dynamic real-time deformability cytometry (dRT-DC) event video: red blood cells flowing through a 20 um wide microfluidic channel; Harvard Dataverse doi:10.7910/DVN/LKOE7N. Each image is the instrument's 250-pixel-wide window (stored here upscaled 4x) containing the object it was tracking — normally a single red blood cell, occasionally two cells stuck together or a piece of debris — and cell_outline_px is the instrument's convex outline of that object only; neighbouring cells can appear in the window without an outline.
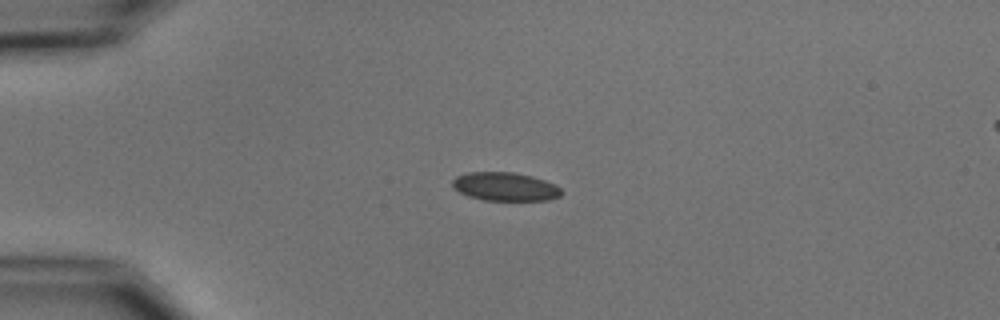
{"species": "common noctule bat (a hibernating species)", "species_latin": "Nyctalus noctula", "temperature_condition": "cold", "stored_images_in_passage": 3, "camera_frame_rate_fps": 3000, "um_per_image_px": 0.085, "animal": {"sex": "male", "body_mass_g": 15.6}, "frame": {"image": 1, "passage_image": 1, "time_ms": 0.0, "image_size_px": [1000, 320], "cell_outline_px": [[564, 192], [560, 196], [548, 200], [484, 200], [468, 196], [452, 188], [452, 180], [456, 176], [468, 172], [512, 172], [532, 176], [556, 184]], "centroid_in_image_um": [42.93, 15.86], "position_along_channel_um": 42.1, "area_um2": 18.21}}